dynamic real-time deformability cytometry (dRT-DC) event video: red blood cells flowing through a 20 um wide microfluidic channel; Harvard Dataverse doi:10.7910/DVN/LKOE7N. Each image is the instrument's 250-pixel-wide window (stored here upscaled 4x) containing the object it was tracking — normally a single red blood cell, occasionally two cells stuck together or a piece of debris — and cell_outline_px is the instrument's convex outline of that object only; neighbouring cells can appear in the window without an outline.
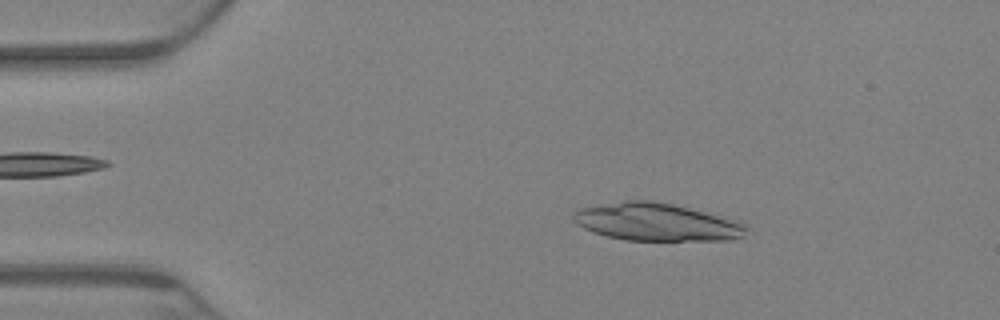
{"species": "Egyptian fruit bat (a non-hibernating species)", "species_latin": "Rousettus aegyptiacus", "temperature_condition": "warm", "stored_images_in_passage": 68, "camera_frame_rate_fps": 3000, "um_per_image_px": 0.085, "animal": {"sex": "female"}, "frame": {"image": 1, "passage_image": 11, "time_ms": 3.333, "image_size_px": [1000, 320], "cell_outline_px": [[748, 228], [740, 236], [732, 240], [624, 240], [592, 232], [576, 224], [572, 216], [572, 212], [580, 208], [624, 200], [652, 200], [672, 204], [740, 220]], "centroid_in_image_um": [55.78, 18.87], "position_along_channel_um": 29.2, "area_um2": 37.97}}